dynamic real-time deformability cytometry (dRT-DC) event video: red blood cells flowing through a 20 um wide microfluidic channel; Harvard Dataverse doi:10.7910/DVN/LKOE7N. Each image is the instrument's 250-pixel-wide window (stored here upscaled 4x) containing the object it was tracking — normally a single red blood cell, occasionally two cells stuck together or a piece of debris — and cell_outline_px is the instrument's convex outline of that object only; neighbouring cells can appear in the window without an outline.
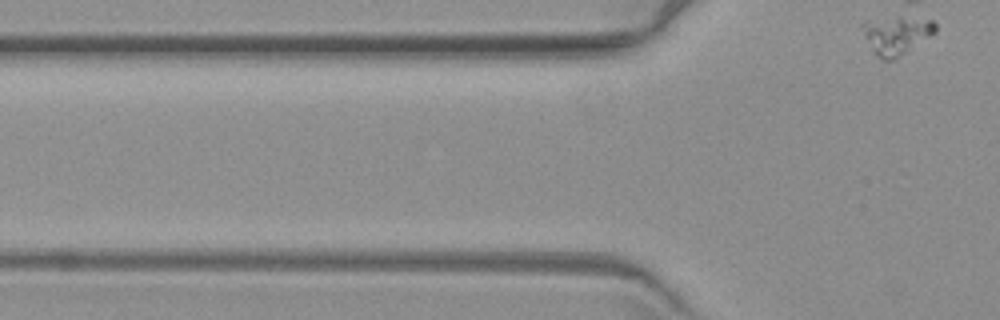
{"species": "common noctule bat (a hibernating species)", "species_latin": "Nyctalus noctula", "temperature_condition": "warm", "stored_images_in_passage": 8, "camera_frame_rate_fps": 3000, "um_per_image_px": 0.085, "animal": {"sex": "female", "body_mass_g": 19.3, "forearm_length_mm": 54.1}, "frame": {"image": 1, "passage_image": 8, "time_ms": 9.0, "image_size_px": [1000, 320], "cell_outline_px": [[936, 32], [892, 60], [884, 60], [876, 56], [860, 24], [864, 20], [896, 16], [900, 16], [932, 20], [936, 24]], "centroid_in_image_um": [76.18, 2.93], "position_along_channel_um": 49.6, "area_um2": 16.01}}